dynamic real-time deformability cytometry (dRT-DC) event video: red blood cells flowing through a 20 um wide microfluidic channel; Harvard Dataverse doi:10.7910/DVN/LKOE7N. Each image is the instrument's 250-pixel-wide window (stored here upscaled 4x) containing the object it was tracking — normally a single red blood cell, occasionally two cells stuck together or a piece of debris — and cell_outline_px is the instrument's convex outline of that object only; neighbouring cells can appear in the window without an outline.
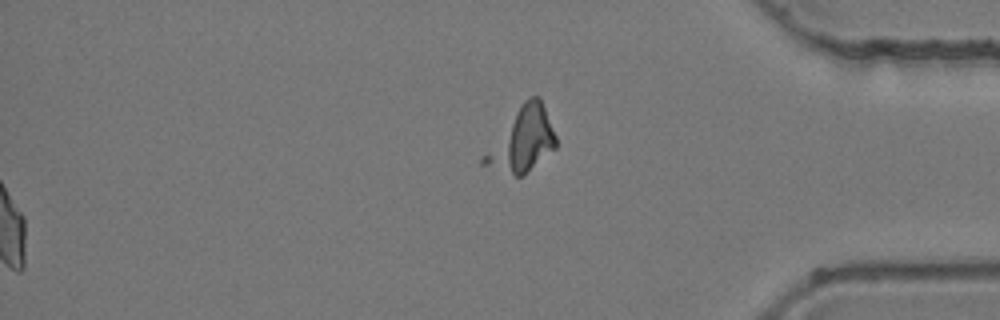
{"species": "common noctule bat (a hibernating species)", "species_latin": "Nyctalus noctula", "temperature_condition": "room temperature", "stored_images_in_passage": 47, "camera_frame_rate_fps": 3000, "um_per_image_px": 0.085, "animal": {"sex": "female", "body_mass_g": 24.6, "forearm_length_mm": 56.2}, "frame": {"image": 1, "passage_image": 38, "time_ms": 12.333, "image_size_px": [1000, 320], "cell_outline_px": [[556, 148], [520, 176], [516, 176], [480, 164], [480, 156], [520, 104], [528, 96], [540, 96], [556, 136]], "centroid_in_image_um": [44.34, 11.87], "position_along_channel_um": 390.9, "area_um2": 26.36}}
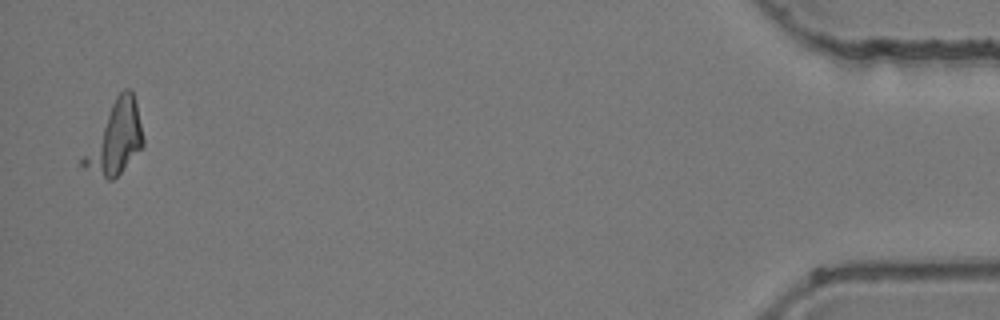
{"frame": {"image": 2, "passage_image": 46, "time_ms": 15.0, "image_size_px": [1000, 320], "cell_outline_px": [[144, 144], [120, 172], [112, 180], [108, 180], [80, 164], [80, 160], [116, 96], [124, 88], [128, 88], [132, 92], [136, 100], [144, 140]], "centroid_in_image_um": [9.82, 11.73], "position_along_channel_um": 425.4, "area_um2": 24.1}}